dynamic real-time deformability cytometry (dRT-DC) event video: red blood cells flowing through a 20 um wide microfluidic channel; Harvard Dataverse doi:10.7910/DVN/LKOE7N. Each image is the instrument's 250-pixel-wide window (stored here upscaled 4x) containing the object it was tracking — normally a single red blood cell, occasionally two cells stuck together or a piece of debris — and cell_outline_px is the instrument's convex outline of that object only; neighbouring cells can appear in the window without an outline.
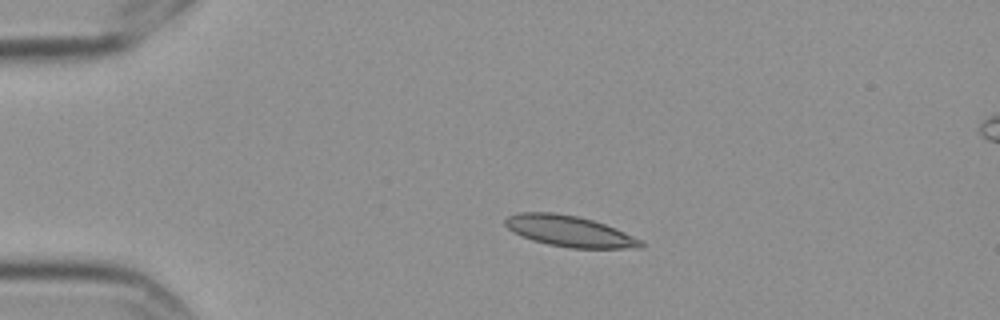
{"species": "Egyptian fruit bat (a non-hibernating species)", "species_latin": "Rousettus aegyptiacus", "temperature_condition": "cold", "stored_images_in_passage": 9, "camera_frame_rate_fps": 3000, "um_per_image_px": 0.085, "frame": {"image": 1, "passage_image": 3, "time_ms": 0.667, "image_size_px": [1000, 320], "cell_outline_px": [[644, 248], [572, 248], [548, 244], [532, 240], [512, 232], [504, 224], [504, 220], [508, 216], [516, 212], [552, 212], [576, 216], [592, 220], [604, 224], [624, 232], [640, 240], [644, 244]], "centroid_in_image_um": [48.36, 19.65], "position_along_channel_um": 36.6, "area_um2": 24.33}}
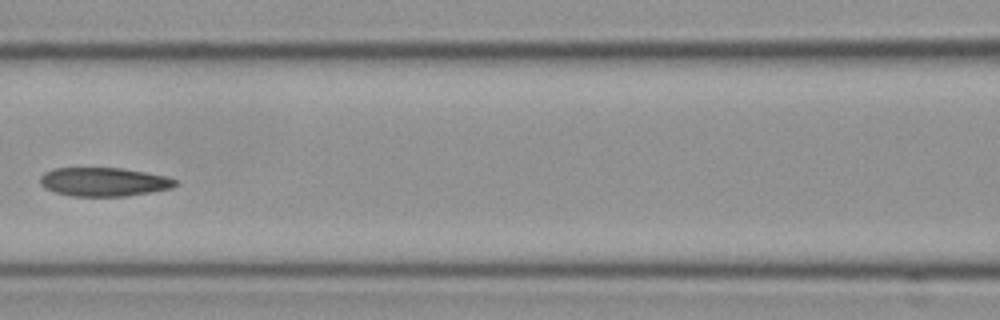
{"frame": {"image": 2, "passage_image": 7, "time_ms": 2.0, "image_size_px": [1000, 320], "cell_outline_px": [[176, 184], [172, 188], [124, 196], [68, 196], [44, 188], [40, 184], [40, 176], [44, 172], [52, 168], [120, 168], [144, 172], [164, 176], [176, 180]], "centroid_in_image_um": [8.75, 15.46], "position_along_channel_um": 157.9, "area_um2": 22.48}}
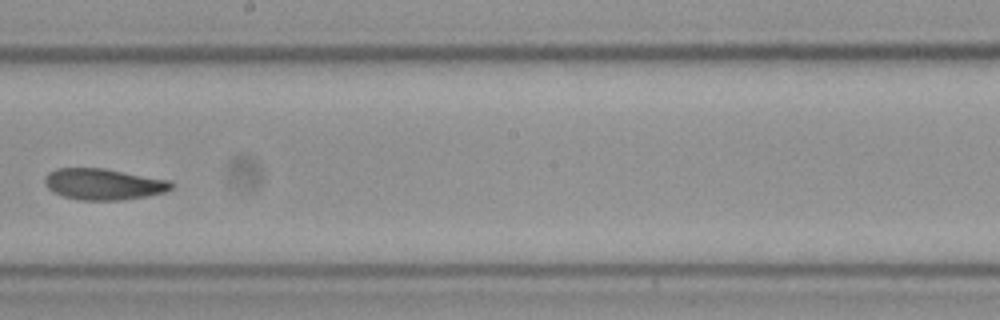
{"frame": {"image": 3, "passage_image": 9, "time_ms": 2.667, "image_size_px": [1000, 320], "cell_outline_px": [[172, 188], [164, 192], [148, 196], [120, 200], [80, 200], [64, 196], [52, 192], [44, 184], [44, 176], [48, 172], [56, 168], [104, 168], [168, 180], [172, 184]], "centroid_in_image_um": [8.74, 15.65], "position_along_channel_um": 239.5, "area_um2": 23.0}}